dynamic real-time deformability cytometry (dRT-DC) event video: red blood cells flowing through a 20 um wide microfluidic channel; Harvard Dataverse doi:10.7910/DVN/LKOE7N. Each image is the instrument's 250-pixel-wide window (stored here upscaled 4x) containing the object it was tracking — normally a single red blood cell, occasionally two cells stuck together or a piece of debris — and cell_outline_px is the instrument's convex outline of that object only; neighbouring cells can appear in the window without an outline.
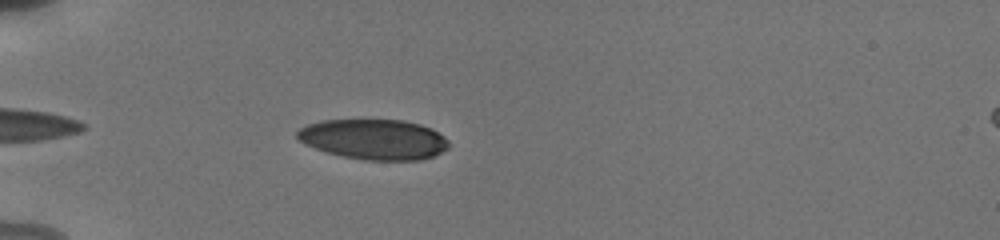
{"species": "human", "species_latin": "Homo sapiens", "temperature_condition": "cold", "stored_images_in_passage": 8, "camera_frame_rate_fps": 3000, "um_per_image_px": 0.085, "donor": {"sex": "male"}, "frame": {"image": 1, "passage_image": 4, "time_ms": 1.0, "image_size_px": [1000, 240], "cell_outline_px": [[448, 148], [432, 156], [420, 160], [364, 160], [344, 156], [328, 152], [304, 144], [296, 136], [296, 132], [300, 128], [308, 124], [320, 120], [404, 120], [420, 124], [432, 128], [444, 136], [448, 140]], "centroid_in_image_um": [31.79, 11.83], "position_along_channel_um": 53.2, "area_um2": 35.49}}
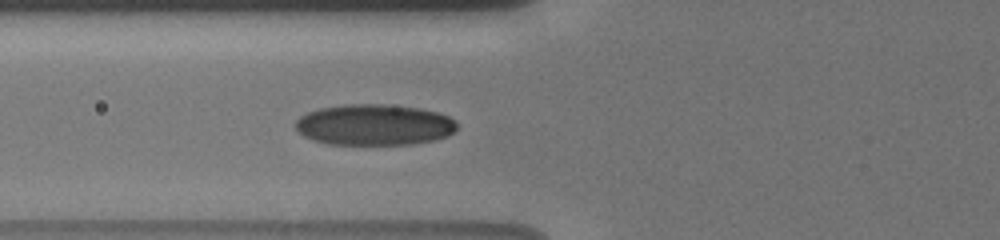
{"frame": {"image": 2, "passage_image": 8, "time_ms": 2.667, "image_size_px": [1000, 240], "cell_outline_px": [[456, 132], [448, 136], [432, 140], [412, 144], [328, 144], [312, 140], [304, 136], [296, 128], [296, 120], [300, 116], [308, 112], [320, 108], [344, 104], [384, 104], [420, 108], [436, 112], [448, 116], [456, 120]], "centroid_in_image_um": [31.82, 10.6], "position_along_channel_um": 94.0, "area_um2": 38.67}}